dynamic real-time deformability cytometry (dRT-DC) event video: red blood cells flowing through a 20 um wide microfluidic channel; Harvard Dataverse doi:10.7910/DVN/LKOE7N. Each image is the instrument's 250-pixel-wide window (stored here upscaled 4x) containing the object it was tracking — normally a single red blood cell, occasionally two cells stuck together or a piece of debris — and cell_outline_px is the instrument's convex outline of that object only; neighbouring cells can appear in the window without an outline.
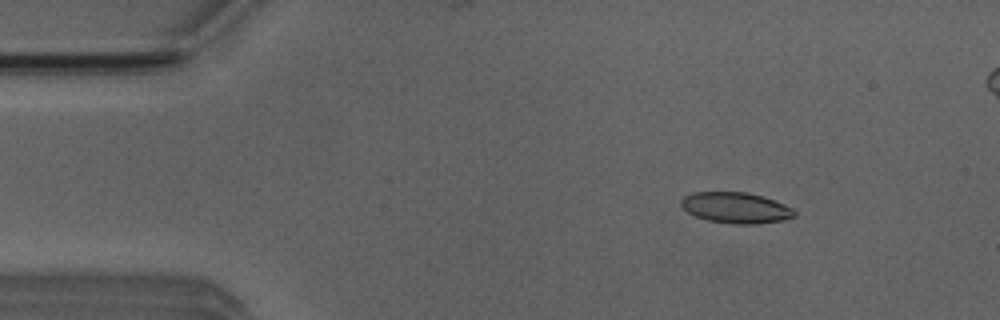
{"species": "Egyptian fruit bat (a non-hibernating species)", "species_latin": "Rousettus aegyptiacus", "temperature_condition": "room temperature", "stored_images_in_passage": 5, "camera_frame_rate_fps": 3000, "um_per_image_px": 0.085, "animal": {"sex": "male"}, "frame": {"image": 1, "passage_image": 2, "time_ms": 1.333, "image_size_px": [1000, 320], "cell_outline_px": [[796, 216], [784, 220], [756, 224], [736, 224], [708, 220], [696, 216], [688, 212], [680, 204], [680, 200], [684, 196], [692, 192], [748, 192], [764, 196], [784, 204], [792, 208], [796, 212]], "centroid_in_image_um": [62.56, 17.65], "position_along_channel_um": 22.4, "area_um2": 20.46}}